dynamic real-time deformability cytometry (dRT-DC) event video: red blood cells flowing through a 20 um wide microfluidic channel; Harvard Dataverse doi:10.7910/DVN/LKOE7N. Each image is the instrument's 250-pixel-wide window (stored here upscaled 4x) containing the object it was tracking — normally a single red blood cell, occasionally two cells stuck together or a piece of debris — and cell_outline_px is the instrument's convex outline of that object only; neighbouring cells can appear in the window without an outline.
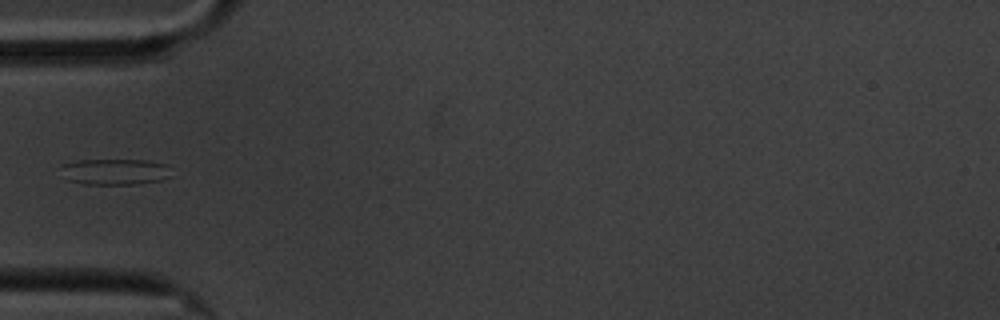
{"species": "common noctule bat (a hibernating species)", "species_latin": "Nyctalus noctula", "temperature_condition": "cold", "stored_images_in_passage": 4, "camera_frame_rate_fps": 3000, "um_per_image_px": 0.085, "animal": {"sex": "male", "body_mass_g": 20.1, "forearm_length_mm": 53.5}, "frame": {"image": 1, "passage_image": 4, "time_ms": 3.333, "image_size_px": [1000, 320], "cell_outline_px": [[176, 176], [160, 180], [136, 184], [84, 184], [68, 180], [60, 164], [76, 160], [148, 160], [164, 164]], "centroid_in_image_um": [9.82, 14.59], "position_along_channel_um": 75.2, "area_um2": 16.82}}